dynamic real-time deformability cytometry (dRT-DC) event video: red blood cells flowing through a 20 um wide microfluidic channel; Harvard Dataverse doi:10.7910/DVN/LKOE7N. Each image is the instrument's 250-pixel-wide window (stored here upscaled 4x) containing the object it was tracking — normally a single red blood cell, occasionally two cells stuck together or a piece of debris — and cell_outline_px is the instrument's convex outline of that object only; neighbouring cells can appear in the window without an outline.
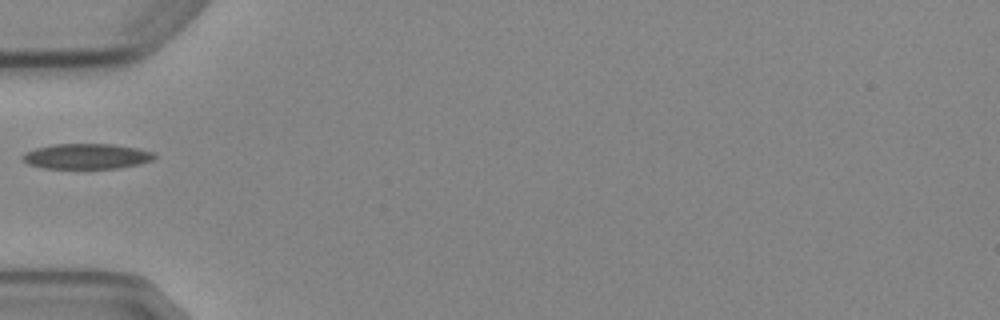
{"species": "Egyptian fruit bat (a non-hibernating species)", "species_latin": "Rousettus aegyptiacus", "temperature_condition": "cold", "stored_images_in_passage": 1, "camera_frame_rate_fps": 3000, "um_per_image_px": 0.085, "animal": {"sex": "female"}, "frame": {"image": 1, "passage_image": 1, "time_ms": 0.0, "image_size_px": [1000, 320], "cell_outline_px": [[156, 156], [152, 160], [120, 168], [44, 168], [28, 164], [20, 160], [20, 156], [24, 152], [36, 148], [52, 144], [112, 144], [136, 148], [152, 152]], "centroid_in_image_um": [7.28, 13.28], "position_along_channel_um": 77.7, "area_um2": 19.42}}